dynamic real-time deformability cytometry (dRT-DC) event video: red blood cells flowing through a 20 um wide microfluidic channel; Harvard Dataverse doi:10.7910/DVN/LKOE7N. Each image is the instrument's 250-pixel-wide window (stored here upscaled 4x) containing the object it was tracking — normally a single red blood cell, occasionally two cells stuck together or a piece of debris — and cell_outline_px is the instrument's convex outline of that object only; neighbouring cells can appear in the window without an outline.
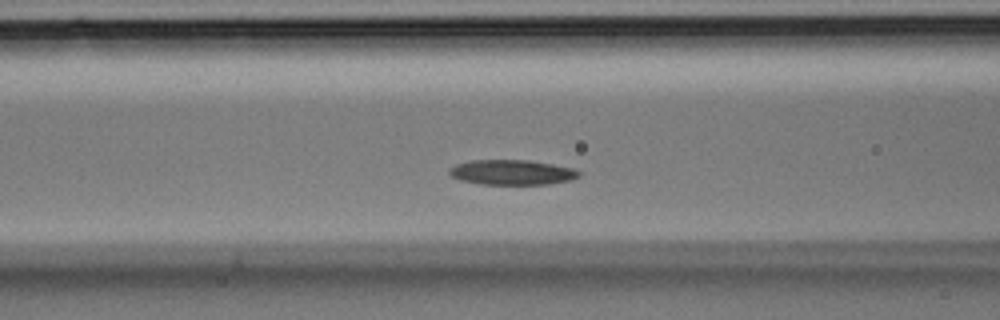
{"species": "Egyptian fruit bat (a non-hibernating species)", "species_latin": "Rousettus aegyptiacus", "temperature_condition": "room temperature", "stored_images_in_passage": 30, "camera_frame_rate_fps": 3000, "um_per_image_px": 0.085, "animal": {"sex": "male"}, "frame": {"image": 1, "passage_image": 8, "time_ms": 2.333, "image_size_px": [1000, 320], "cell_outline_px": [[580, 176], [572, 180], [548, 184], [480, 184], [460, 180], [452, 176], [448, 172], [448, 168], [456, 164], [472, 160], [528, 160], [552, 164], [572, 168], [580, 172]], "centroid_in_image_um": [43.5, 14.65], "position_along_channel_um": 123.1, "area_um2": 18.9}}
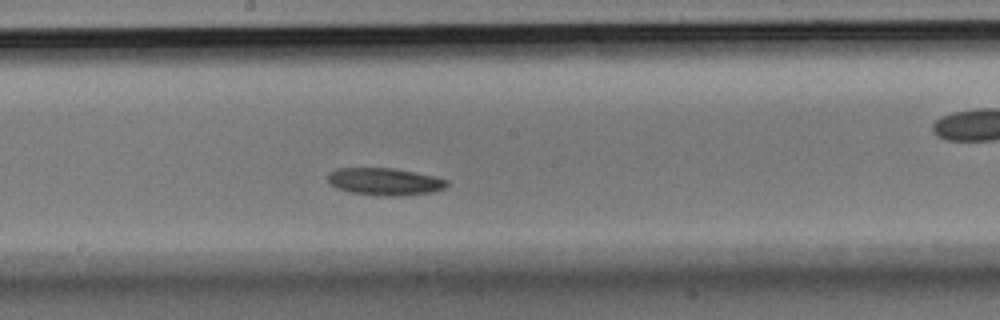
{"frame": {"image": 2, "passage_image": 13, "time_ms": 4.0, "image_size_px": [1000, 320], "cell_outline_px": [[448, 184], [444, 188], [436, 192], [404, 196], [376, 196], [348, 192], [336, 188], [328, 180], [328, 172], [336, 168], [392, 168], [436, 176], [448, 180]], "centroid_in_image_um": [32.72, 15.45], "position_along_channel_um": 215.5, "area_um2": 19.31}}
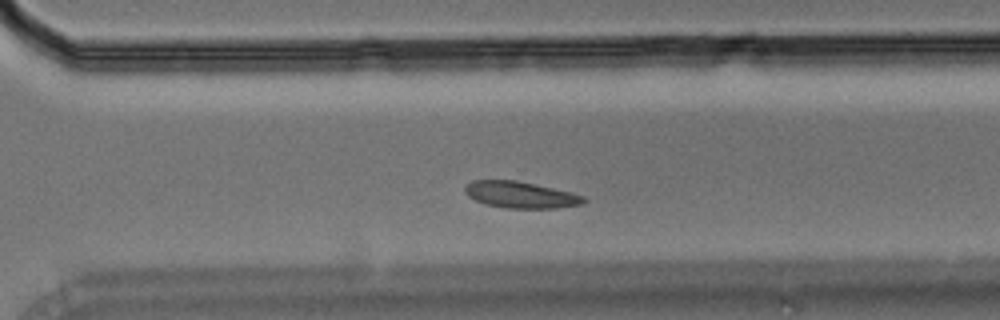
{"frame": {"image": 3, "passage_image": 19, "time_ms": 6.0, "image_size_px": [1000, 320], "cell_outline_px": [[588, 200], [584, 204], [556, 208], [504, 208], [484, 204], [468, 196], [464, 192], [464, 188], [472, 180], [516, 180], [536, 184], [572, 192], [584, 196]], "centroid_in_image_um": [44.28, 16.56], "position_along_channel_um": 326.3, "area_um2": 18.55}}